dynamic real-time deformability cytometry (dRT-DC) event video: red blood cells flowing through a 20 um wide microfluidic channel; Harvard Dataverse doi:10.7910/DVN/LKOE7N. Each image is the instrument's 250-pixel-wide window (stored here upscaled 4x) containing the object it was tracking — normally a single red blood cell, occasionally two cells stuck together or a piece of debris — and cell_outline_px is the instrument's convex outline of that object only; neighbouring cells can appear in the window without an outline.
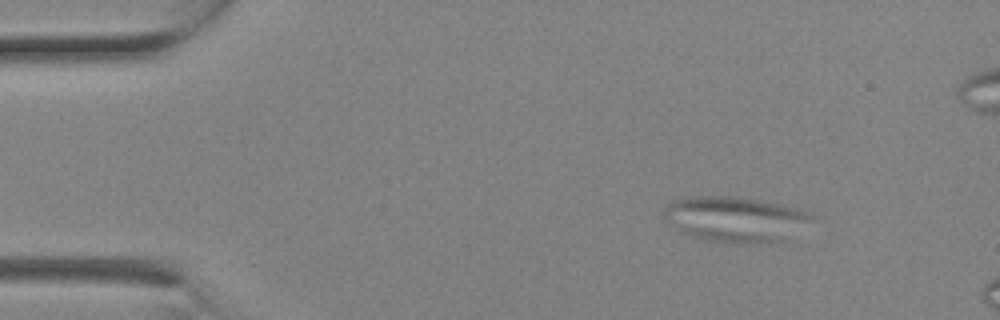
{"species": "Egyptian fruit bat (a non-hibernating species)", "species_latin": "Rousettus aegyptiacus", "temperature_condition": "room temperature", "stored_images_in_passage": 2, "camera_frame_rate_fps": 3000, "um_per_image_px": 0.085, "animal": {"sex": "female"}, "frame": {"image": 1, "passage_image": 1, "time_ms": 0.0, "image_size_px": [1000, 320], "cell_outline_px": [[812, 216], [776, 244], [732, 244], [712, 240], [696, 236], [684, 232], [672, 224], [664, 216], [664, 208], [672, 200], [692, 196], [732, 196], [780, 204], [812, 212]], "centroid_in_image_um": [62.45, 18.62], "position_along_channel_um": 22.5, "area_um2": 38.15}}